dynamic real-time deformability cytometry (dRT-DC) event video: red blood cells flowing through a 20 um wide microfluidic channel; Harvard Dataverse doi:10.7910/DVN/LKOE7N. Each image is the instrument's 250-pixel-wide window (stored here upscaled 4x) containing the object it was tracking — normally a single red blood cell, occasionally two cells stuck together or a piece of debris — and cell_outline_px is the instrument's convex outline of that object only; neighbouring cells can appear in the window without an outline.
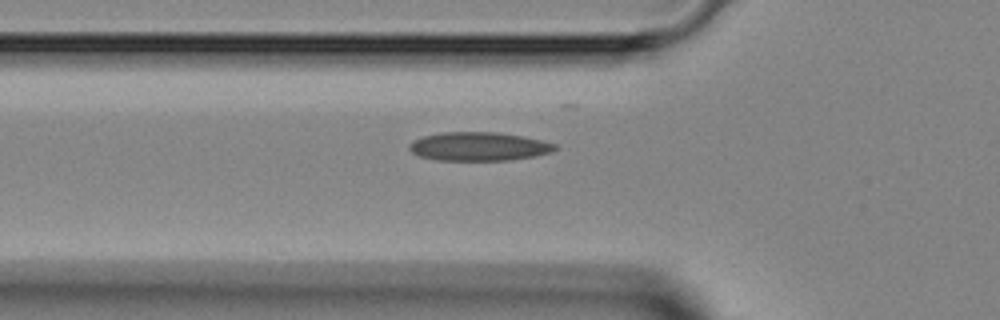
{"species": "Egyptian fruit bat (a non-hibernating species)", "species_latin": "Rousettus aegyptiacus", "temperature_condition": "room temperature", "stored_images_in_passage": 33, "camera_frame_rate_fps": 3000, "um_per_image_px": 0.085, "animal": {"sex": "female"}, "frame": {"image": 1, "passage_image": 6, "time_ms": 1.667, "image_size_px": [1000, 320], "cell_outline_px": [[560, 148], [548, 152], [532, 156], [512, 160], [436, 160], [420, 156], [412, 152], [408, 148], [408, 144], [412, 140], [424, 136], [444, 132], [496, 132], [524, 136], [556, 144]], "centroid_in_image_um": [40.67, 12.44], "position_along_channel_um": 85.1, "area_um2": 24.28}}
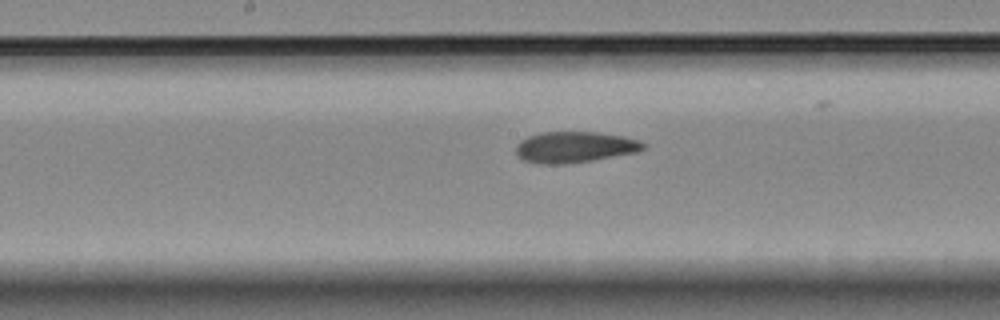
{"frame": {"image": 2, "passage_image": 14, "time_ms": 4.333, "image_size_px": [1000, 320], "cell_outline_px": [[648, 144], [644, 148], [636, 152], [592, 160], [564, 164], [540, 164], [524, 160], [516, 156], [516, 144], [520, 140], [528, 136], [540, 132], [600, 132], [624, 136], [640, 140]], "centroid_in_image_um": [48.84, 12.49], "position_along_channel_um": 199.4, "area_um2": 23.24}}
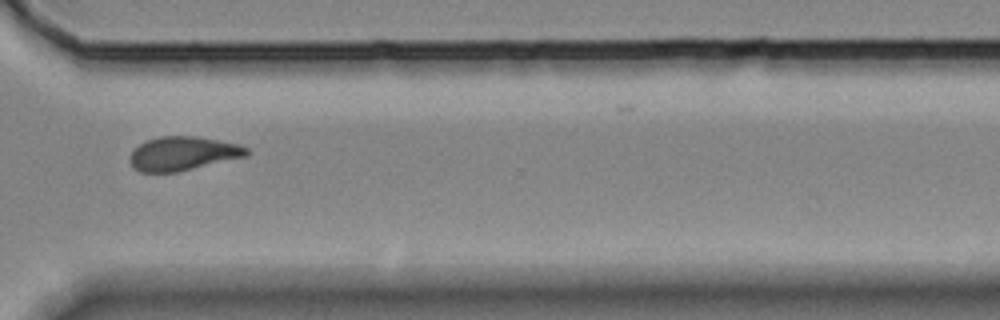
{"frame": {"image": 3, "passage_image": 25, "time_ms": 8.0, "image_size_px": [1000, 320], "cell_outline_px": [[252, 152], [248, 156], [176, 172], [140, 172], [132, 168], [128, 160], [132, 152], [140, 144], [148, 140], [160, 136], [196, 136], [236, 144], [248, 148]], "centroid_in_image_um": [15.54, 13.06], "position_along_channel_um": 355.1, "area_um2": 23.0}}